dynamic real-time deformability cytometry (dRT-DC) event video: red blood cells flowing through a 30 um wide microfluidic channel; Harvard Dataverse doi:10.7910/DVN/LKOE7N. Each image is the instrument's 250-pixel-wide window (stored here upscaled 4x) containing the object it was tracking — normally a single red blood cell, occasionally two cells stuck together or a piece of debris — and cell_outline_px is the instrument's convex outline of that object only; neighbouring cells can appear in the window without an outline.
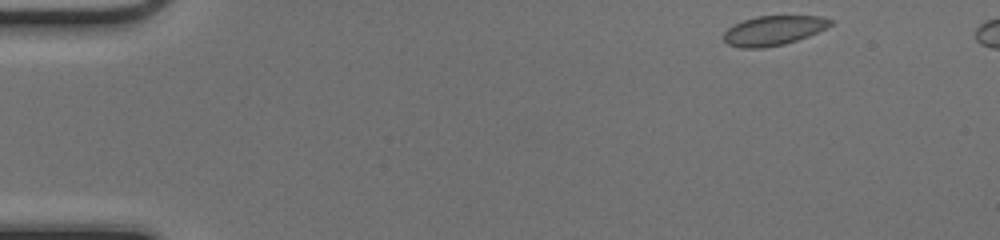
{"species": "common noctule bat (a hibernating species)", "species_latin": "Nyctalus noctula", "temperature_condition": "cold", "stored_images_in_passage": 12, "camera_frame_rate_fps": 3000, "um_per_image_px": 0.085, "animal": {"sex": "female", "body_mass_g": 17.0, "forearm_length_mm": 48.0}, "frame": {"image": 1, "passage_image": 1, "time_ms": 0.0, "image_size_px": [1000, 240], "cell_outline_px": [[832, 24], [828, 28], [808, 36], [784, 44], [764, 48], [740, 48], [728, 44], [720, 36], [732, 24], [756, 16], [824, 16], [832, 20]], "centroid_in_image_um": [65.72, 2.59], "position_along_channel_um": 19.3, "area_um2": 18.61}}